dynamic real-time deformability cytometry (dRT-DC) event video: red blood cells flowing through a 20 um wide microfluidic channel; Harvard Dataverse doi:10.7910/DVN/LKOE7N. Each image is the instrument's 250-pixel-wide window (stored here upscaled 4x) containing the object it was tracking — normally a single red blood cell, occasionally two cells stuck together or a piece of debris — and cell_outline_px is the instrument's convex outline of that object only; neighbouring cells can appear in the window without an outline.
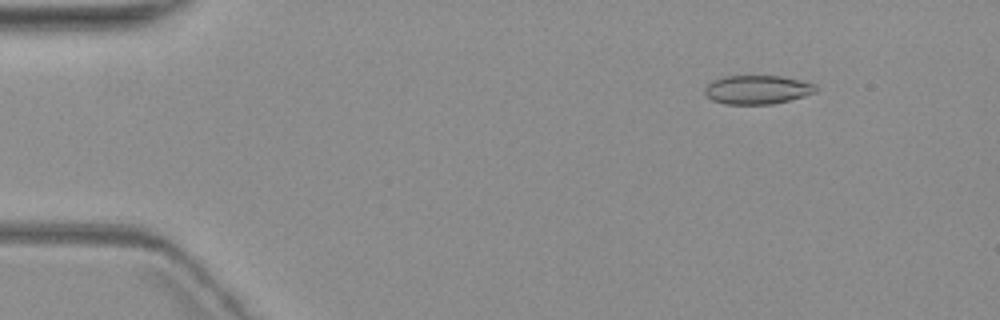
{"species": "common noctule bat (a hibernating species)", "species_latin": "Nyctalus noctula", "temperature_condition": "warm", "stored_images_in_passage": 5, "camera_frame_rate_fps": 3000, "um_per_image_px": 0.085, "animal": {"sex": "female", "body_mass_g": 19.3, "forearm_length_mm": 54.1}, "frame": {"image": 1, "passage_image": 3, "time_ms": 2.333, "image_size_px": [1000, 320], "cell_outline_px": [[816, 92], [804, 96], [772, 104], [724, 104], [712, 100], [704, 92], [704, 88], [712, 80], [724, 76], [780, 76], [800, 80], [816, 84]], "centroid_in_image_um": [64.35, 7.62], "position_along_channel_um": 20.6, "area_um2": 18.61}}
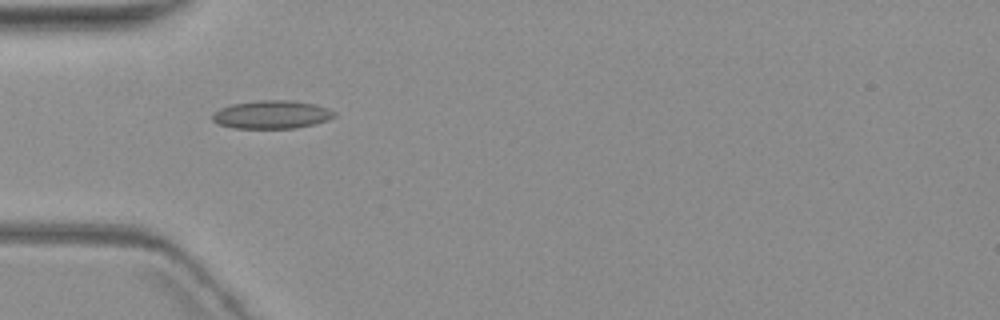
{"frame": {"image": 2, "passage_image": 5, "time_ms": 6.0, "image_size_px": [1000, 320], "cell_outline_px": [[336, 116], [328, 120], [296, 128], [236, 128], [220, 124], [212, 120], [212, 112], [220, 108], [232, 104], [260, 100], [292, 100], [312, 104], [328, 108], [336, 112]], "centroid_in_image_um": [23.1, 9.73], "position_along_channel_um": 61.9, "area_um2": 19.94}}